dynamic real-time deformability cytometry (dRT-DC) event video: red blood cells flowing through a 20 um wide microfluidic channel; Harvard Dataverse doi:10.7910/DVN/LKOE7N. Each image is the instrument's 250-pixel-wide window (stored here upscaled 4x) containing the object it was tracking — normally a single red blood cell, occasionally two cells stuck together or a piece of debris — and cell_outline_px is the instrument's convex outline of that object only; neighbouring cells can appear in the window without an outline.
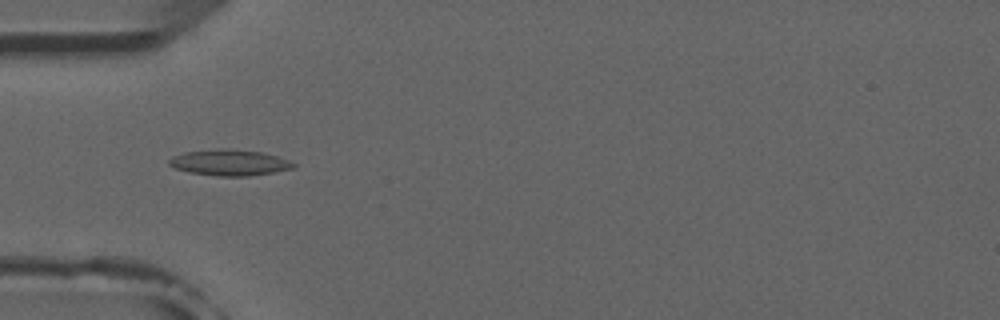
{"species": "common noctule bat (a hibernating species)", "species_latin": "Nyctalus noctula", "temperature_condition": "room temperature", "stored_images_in_passage": 7, "camera_frame_rate_fps": 3000, "um_per_image_px": 0.085, "animal": {"sex": "male", "forearm_length_mm": 52.5}, "frame": {"image": 1, "passage_image": 4, "time_ms": 4.667, "image_size_px": [1000, 320], "cell_outline_px": [[296, 168], [248, 176], [216, 176], [188, 172], [176, 168], [168, 164], [168, 160], [172, 156], [184, 152], [220, 148], [260, 152], [276, 156], [288, 160], [296, 164]], "centroid_in_image_um": [19.48, 13.82], "position_along_channel_um": 65.5, "area_um2": 18.73}}
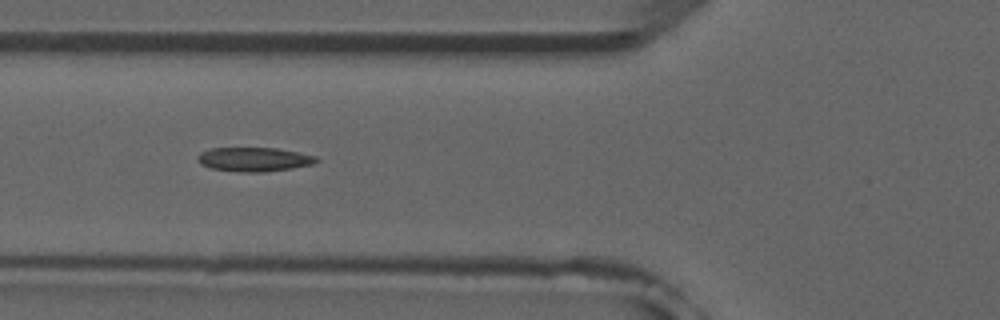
{"frame": {"image": 2, "passage_image": 5, "time_ms": 5.667, "image_size_px": [1000, 320], "cell_outline_px": [[320, 160], [312, 164], [292, 168], [264, 172], [240, 172], [212, 168], [200, 164], [196, 160], [196, 156], [200, 152], [212, 148], [276, 148], [316, 156]], "centroid_in_image_um": [21.56, 13.54], "position_along_channel_um": 104.2, "area_um2": 16.65}}
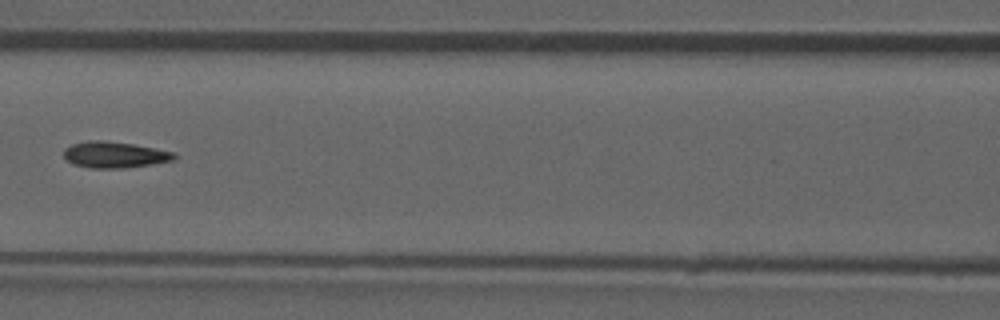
{"frame": {"image": 3, "passage_image": 6, "time_ms": 7.0, "image_size_px": [1000, 320], "cell_outline_px": [[176, 156], [172, 160], [152, 164], [124, 168], [88, 168], [72, 164], [64, 156], [64, 148], [72, 144], [88, 140], [104, 140], [132, 144], [176, 152]], "centroid_in_image_um": [9.71, 13.15], "position_along_channel_um": 156.9, "area_um2": 16.88}}